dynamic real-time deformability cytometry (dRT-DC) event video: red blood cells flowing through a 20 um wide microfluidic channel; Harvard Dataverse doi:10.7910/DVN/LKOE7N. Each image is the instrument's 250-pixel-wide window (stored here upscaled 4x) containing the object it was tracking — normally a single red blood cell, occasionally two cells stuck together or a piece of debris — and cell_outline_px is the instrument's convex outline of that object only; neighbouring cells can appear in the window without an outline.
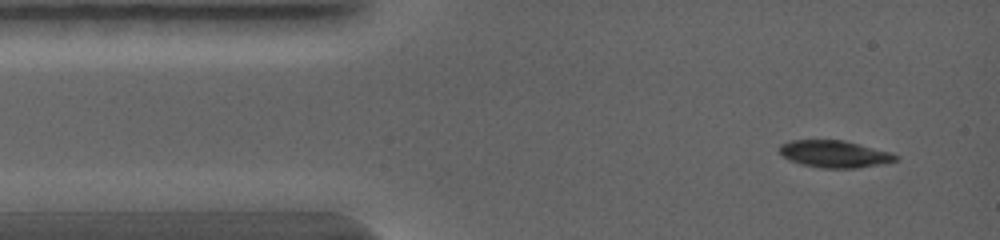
{"species": "common noctule bat (a hibernating species)", "species_latin": "Nyctalus noctula", "temperature_condition": "warm", "stored_images_in_passage": 4, "camera_frame_rate_fps": 5000, "um_per_image_px": 0.085, "animal": {"sex": "female", "body_mass_g": 19.0, "forearm_length_mm": 56.7}, "frame": {"image": 1, "passage_image": 1, "time_ms": 0.0, "image_size_px": [1000, 240], "cell_outline_px": [[900, 156], [896, 160], [880, 164], [856, 168], [820, 168], [800, 164], [788, 160], [780, 152], [780, 144], [792, 140], [844, 140], [892, 152]], "centroid_in_image_um": [70.94, 13.09], "position_along_channel_um": 14.1, "area_um2": 18.38}}
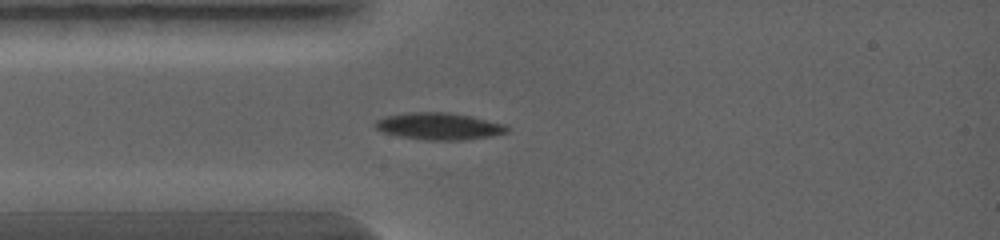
{"frame": {"image": 2, "passage_image": 4, "time_ms": 1.4, "image_size_px": [1000, 240], "cell_outline_px": [[508, 132], [492, 136], [468, 140], [424, 140], [396, 136], [384, 132], [376, 128], [372, 124], [376, 120], [384, 116], [404, 112], [448, 112], [472, 116], [504, 124], [508, 128]], "centroid_in_image_um": [37.28, 10.73], "position_along_channel_um": 47.7, "area_um2": 21.04}}